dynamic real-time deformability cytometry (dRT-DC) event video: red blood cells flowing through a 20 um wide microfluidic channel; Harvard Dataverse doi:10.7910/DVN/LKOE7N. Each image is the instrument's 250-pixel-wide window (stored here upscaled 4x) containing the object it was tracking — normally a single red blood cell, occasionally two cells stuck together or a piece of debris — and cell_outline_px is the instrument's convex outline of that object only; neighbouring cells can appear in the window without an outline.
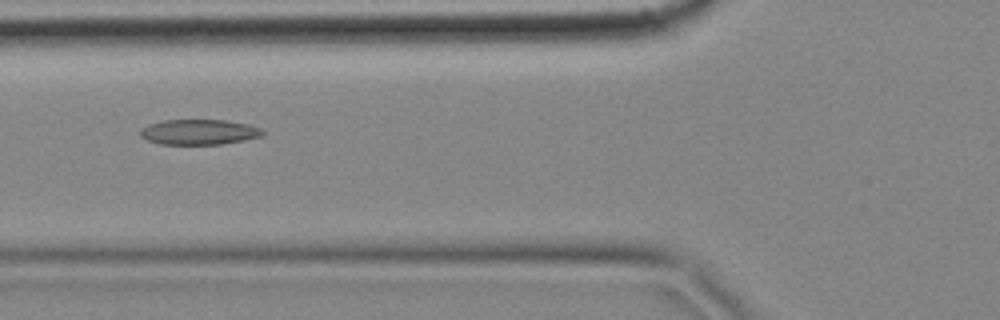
{"species": "common noctule bat (a hibernating species)", "species_latin": "Nyctalus noctula", "temperature_condition": "cold", "stored_images_in_passage": 7, "camera_frame_rate_fps": 3000, "um_per_image_px": 0.085, "animal": {"sex": "female", "body_mass_g": 18.4}, "frame": {"image": 1, "passage_image": 6, "time_ms": 1.667, "image_size_px": [1000, 320], "cell_outline_px": [[264, 132], [260, 136], [244, 140], [220, 144], [160, 144], [148, 140], [140, 136], [140, 128], [148, 124], [164, 120], [228, 120], [248, 124], [260, 128]], "centroid_in_image_um": [16.89, 11.21], "position_along_channel_um": 108.9, "area_um2": 17.98}}
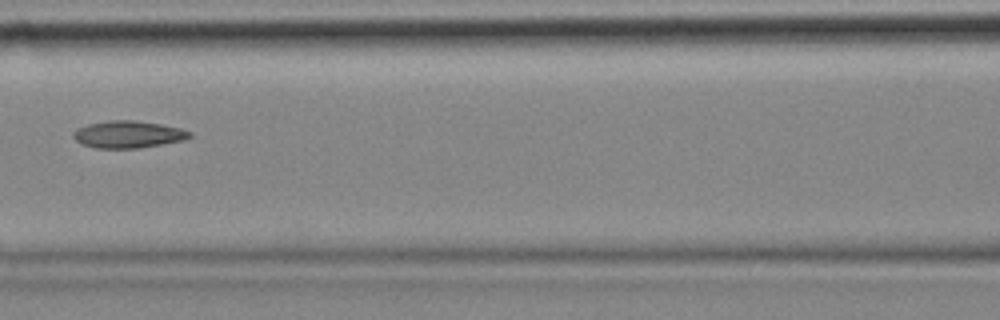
{"frame": {"image": 2, "passage_image": 7, "time_ms": 2.0, "image_size_px": [1000, 320], "cell_outline_px": [[192, 136], [184, 140], [140, 148], [96, 148], [84, 144], [76, 140], [72, 136], [72, 132], [76, 128], [88, 124], [108, 120], [136, 120], [160, 124], [180, 128], [192, 132]], "centroid_in_image_um": [10.89, 11.41], "position_along_channel_um": 155.7, "area_um2": 18.44}}